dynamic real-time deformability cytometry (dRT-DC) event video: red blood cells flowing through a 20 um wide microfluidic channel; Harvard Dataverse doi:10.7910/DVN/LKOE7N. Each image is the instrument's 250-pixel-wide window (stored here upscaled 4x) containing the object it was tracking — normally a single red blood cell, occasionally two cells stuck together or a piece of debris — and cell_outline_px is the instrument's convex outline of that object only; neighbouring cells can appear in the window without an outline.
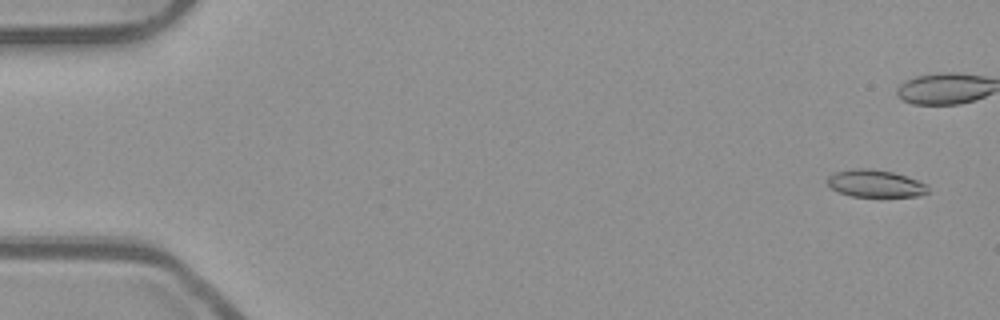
{"species": "common noctule bat (a hibernating species)", "species_latin": "Nyctalus noctula", "temperature_condition": "room temperature", "stored_images_in_passage": 42, "camera_frame_rate_fps": 3000, "um_per_image_px": 0.085, "animal": {"sex": "male", "body_mass_g": 23.1, "forearm_length_mm": 52.7}, "frame": {"image": 1, "passage_image": 1, "time_ms": 0.0, "image_size_px": [1000, 320], "cell_outline_px": [[928, 192], [920, 196], [852, 196], [840, 192], [832, 188], [828, 184], [828, 176], [832, 172], [856, 168], [868, 168], [892, 172], [928, 184]], "centroid_in_image_um": [74.39, 15.59], "position_along_channel_um": 10.6, "area_um2": 15.84}}
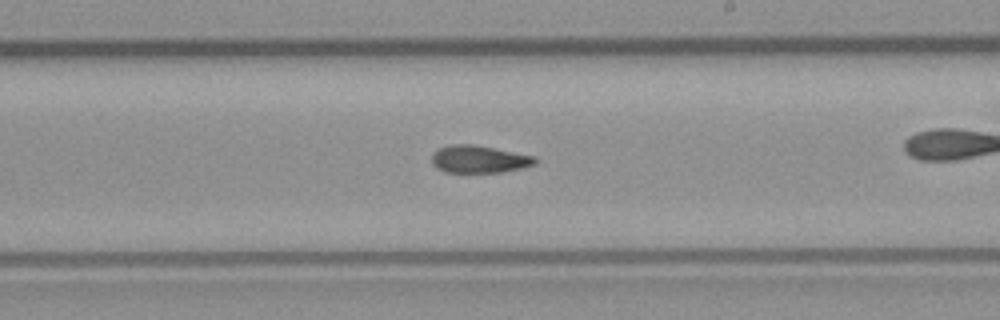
{"frame": {"image": 2, "passage_image": 30, "time_ms": 9.667, "image_size_px": [1000, 320], "cell_outline_px": [[540, 160], [536, 164], [520, 168], [500, 172], [444, 172], [436, 168], [432, 164], [432, 156], [440, 148], [452, 144], [472, 144], [536, 156]], "centroid_in_image_um": [40.75, 13.53], "position_along_channel_um": 248.2, "area_um2": 16.47}}
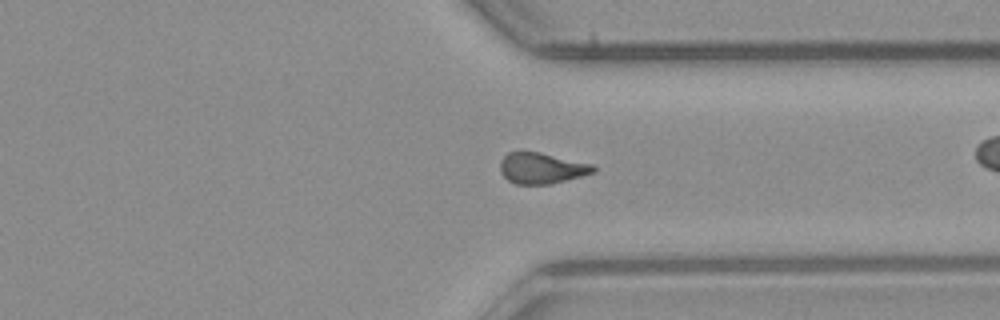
{"frame": {"image": 3, "passage_image": 39, "time_ms": 12.667, "image_size_px": [1000, 320], "cell_outline_px": [[596, 172], [552, 184], [516, 184], [508, 180], [500, 172], [500, 160], [508, 152], [520, 148], [540, 152], [592, 164], [596, 168]], "centroid_in_image_um": [46.0, 14.26], "position_along_channel_um": 365.4, "area_um2": 17.28}}